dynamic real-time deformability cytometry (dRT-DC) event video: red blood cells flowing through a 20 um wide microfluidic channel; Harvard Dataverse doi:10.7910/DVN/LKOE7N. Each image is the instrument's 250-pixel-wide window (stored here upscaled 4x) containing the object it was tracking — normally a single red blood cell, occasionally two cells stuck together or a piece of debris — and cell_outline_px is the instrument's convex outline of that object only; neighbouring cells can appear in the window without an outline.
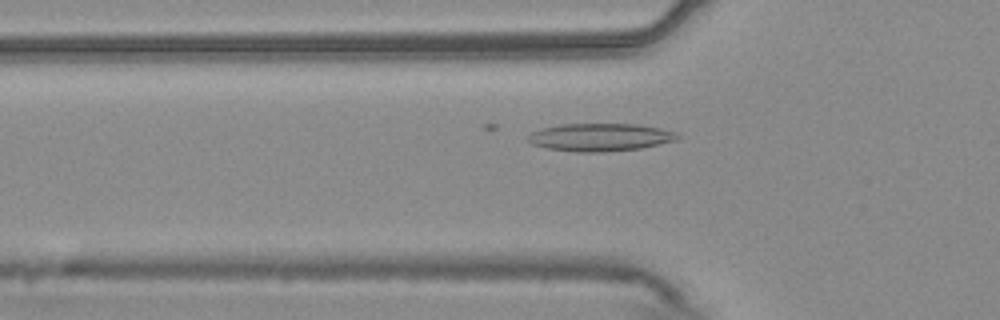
{"species": "common noctule bat (a hibernating species)", "species_latin": "Nyctalus noctula", "temperature_condition": "warm", "stored_images_in_passage": 43, "camera_frame_rate_fps": 3000, "um_per_image_px": 0.085, "animal": {"sex": "male", "body_mass_g": 20.4}, "frame": {"image": 1, "passage_image": 7, "time_ms": 2.0, "image_size_px": [1000, 320], "cell_outline_px": [[680, 136], [676, 140], [640, 148], [604, 152], [576, 152], [548, 148], [532, 144], [528, 140], [528, 136], [532, 132], [544, 128], [560, 124], [636, 124], [660, 128], [676, 132]], "centroid_in_image_um": [51.02, 11.66], "position_along_channel_um": 74.8, "area_um2": 23.99}}
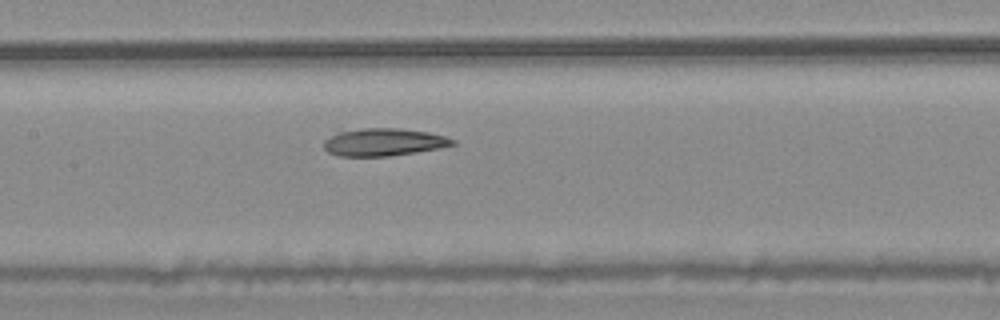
{"frame": {"image": 2, "passage_image": 15, "time_ms": 4.667, "image_size_px": [1000, 320], "cell_outline_px": [[456, 144], [440, 148], [388, 156], [340, 156], [328, 152], [324, 148], [324, 140], [340, 132], [364, 128], [400, 128], [428, 132], [444, 136], [456, 140]], "centroid_in_image_um": [32.64, 12.08], "position_along_channel_um": 174.8, "area_um2": 20.46}}
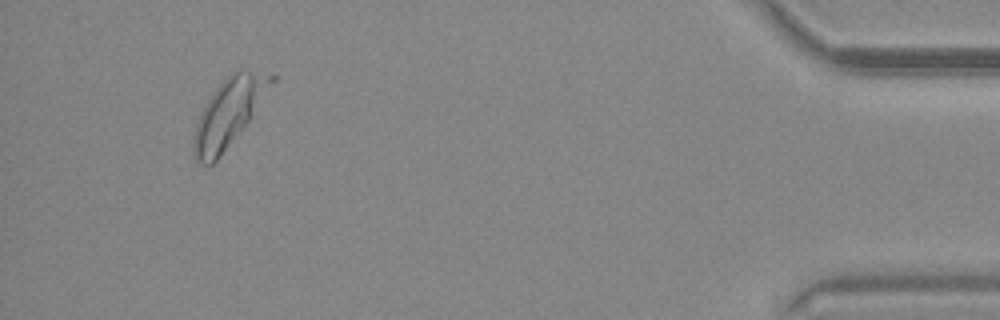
{"frame": {"image": 3, "passage_image": 40, "time_ms": 13.0, "image_size_px": [1000, 320], "cell_outline_px": [[276, 80], [248, 120], [220, 156], [212, 164], [196, 164], [192, 156], [192, 136], [200, 112], [204, 104], [216, 88], [232, 72], [240, 68], [272, 72], [276, 76]], "centroid_in_image_um": [19.41, 9.55], "position_along_channel_um": 415.8, "area_um2": 30.75}}